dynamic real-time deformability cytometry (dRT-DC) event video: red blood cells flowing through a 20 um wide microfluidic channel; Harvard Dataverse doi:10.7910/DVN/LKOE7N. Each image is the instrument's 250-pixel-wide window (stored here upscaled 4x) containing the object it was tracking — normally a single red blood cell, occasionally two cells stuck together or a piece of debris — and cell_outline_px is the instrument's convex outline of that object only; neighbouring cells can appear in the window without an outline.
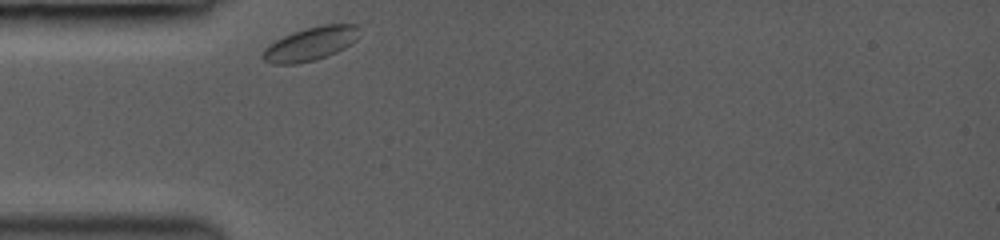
{"species": "common noctule bat (a hibernating species)", "species_latin": "Nyctalus noctula", "temperature_condition": "room temperature", "stored_images_in_passage": 27, "camera_frame_rate_fps": 3000, "um_per_image_px": 0.085, "animal": {"sex": "female", "body_mass_g": 19.0, "forearm_length_mm": 53.3}, "frame": {"image": 1, "passage_image": 1, "time_ms": 0.0, "image_size_px": [1000, 240], "cell_outline_px": [[360, 28], [356, 40], [344, 48], [336, 52], [312, 60], [296, 64], [272, 64], [264, 60], [260, 56], [264, 48], [268, 44], [284, 36], [304, 28], [324, 24], [356, 24]], "centroid_in_image_um": [26.37, 3.71], "position_along_channel_um": 58.6, "area_um2": 18.79}}
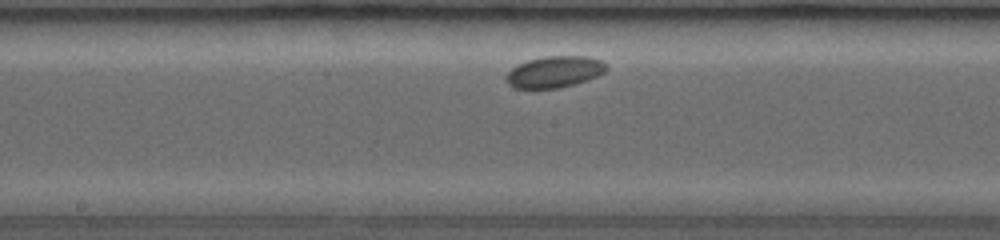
{"frame": {"image": 2, "passage_image": 11, "time_ms": 4.0, "image_size_px": [1000, 240], "cell_outline_px": [[608, 68], [604, 72], [588, 80], [560, 88], [516, 88], [508, 84], [504, 76], [516, 64], [528, 60], [544, 56], [588, 56], [604, 60], [608, 64]], "centroid_in_image_um": [47.16, 6.09], "position_along_channel_um": 201.0, "area_um2": 18.61}}
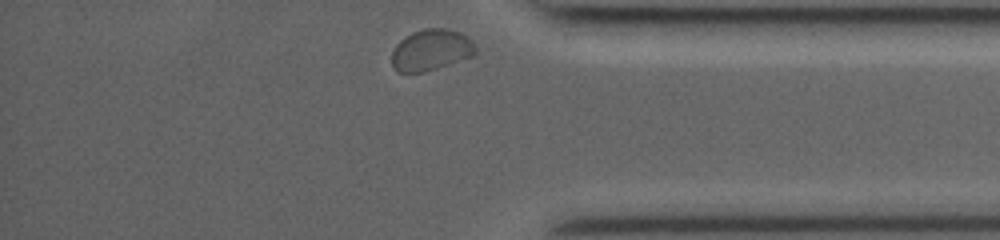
{"frame": {"image": 3, "passage_image": 27, "time_ms": 9.333, "image_size_px": [1000, 240], "cell_outline_px": [[476, 52], [472, 56], [424, 72], [396, 72], [392, 68], [392, 52], [396, 44], [400, 40], [412, 32], [424, 28], [448, 28], [460, 32], [468, 36], [472, 40], [476, 48]], "centroid_in_image_um": [36.63, 4.23], "position_along_channel_um": 398.6, "area_um2": 20.23}, "authors_computed_cell_mechanics": {"area_um2": 18.3226, "velocity_mm_per_s": 3.7269, "shape_relaxation_time_tau1_ms": 0.3152, "shape_relaxation_time_tau2_ms": null, "deformation_change_tau1": 0.0149, "deformation_change_tau2": null}}